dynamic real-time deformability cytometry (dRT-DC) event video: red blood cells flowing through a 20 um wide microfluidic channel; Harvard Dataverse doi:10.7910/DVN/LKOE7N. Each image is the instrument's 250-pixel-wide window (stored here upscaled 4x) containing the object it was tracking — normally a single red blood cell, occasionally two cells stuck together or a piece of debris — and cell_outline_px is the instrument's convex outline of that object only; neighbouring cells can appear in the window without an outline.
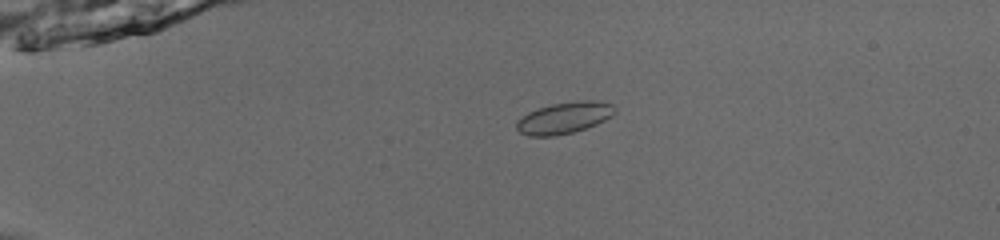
{"species": "common noctule bat (a hibernating species)", "species_latin": "Nyctalus noctula", "temperature_condition": "room temperature", "stored_images_in_passage": 54, "camera_frame_rate_fps": 3000, "um_per_image_px": 0.085, "animal": {"sex": "male", "body_mass_g": 13.0, "forearm_length_mm": 53.1}, "frame": {"image": 1, "passage_image": 15, "time_ms": 4.667, "image_size_px": [1000, 240], "cell_outline_px": [[616, 112], [612, 116], [596, 124], [572, 132], [556, 136], [528, 136], [520, 132], [516, 128], [516, 120], [528, 112], [552, 104], [580, 100], [592, 100], [612, 104], [616, 108]], "centroid_in_image_um": [47.95, 10.01], "position_along_channel_um": 37.1, "area_um2": 17.98}}
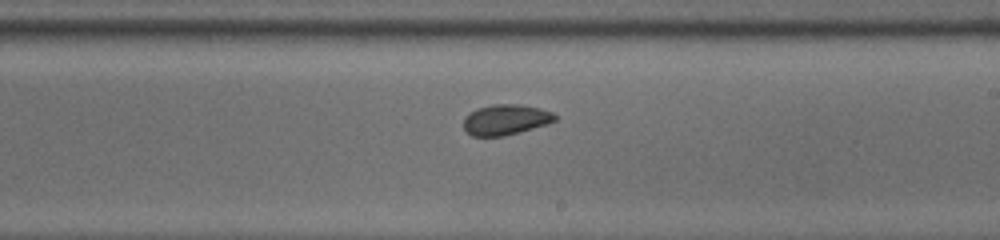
{"frame": {"image": 2, "passage_image": 35, "time_ms": 11.333, "image_size_px": [1000, 240], "cell_outline_px": [[556, 120], [548, 124], [520, 132], [504, 136], [472, 136], [464, 128], [464, 116], [468, 112], [476, 108], [496, 104], [520, 104], [540, 108], [552, 112], [556, 116]], "centroid_in_image_um": [42.97, 10.17], "position_along_channel_um": 246.0, "area_um2": 16.36}}
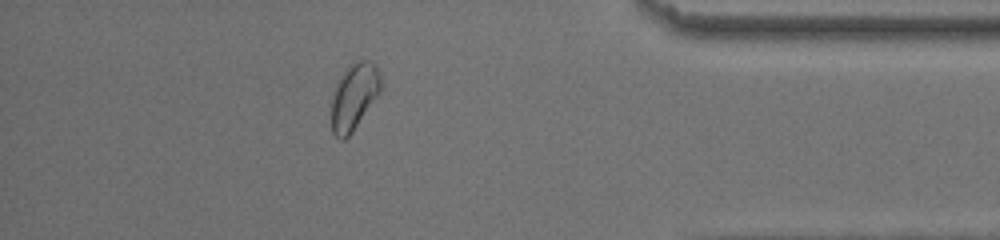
{"frame": {"image": 3, "passage_image": 49, "time_ms": 16.0, "image_size_px": [1000, 240], "cell_outline_px": [[380, 92], [352, 132], [344, 140], [340, 140], [332, 132], [332, 100], [336, 84], [340, 76], [352, 64], [360, 60], [368, 60], [376, 64], [380, 76]], "centroid_in_image_um": [30.09, 8.21], "position_along_channel_um": 405.1, "area_um2": 18.73}, "authors_computed_cell_mechanics": {"area_um2": 17.4267, "velocity_mm_per_s": 3.9319, "shape_relaxation_time_tau1_ms": 1.6988, "shape_relaxation_time_tau2_ms": 2.8628, "deformation_change_tau1": 0.0484, "deformation_change_tau2": 0.0305}}